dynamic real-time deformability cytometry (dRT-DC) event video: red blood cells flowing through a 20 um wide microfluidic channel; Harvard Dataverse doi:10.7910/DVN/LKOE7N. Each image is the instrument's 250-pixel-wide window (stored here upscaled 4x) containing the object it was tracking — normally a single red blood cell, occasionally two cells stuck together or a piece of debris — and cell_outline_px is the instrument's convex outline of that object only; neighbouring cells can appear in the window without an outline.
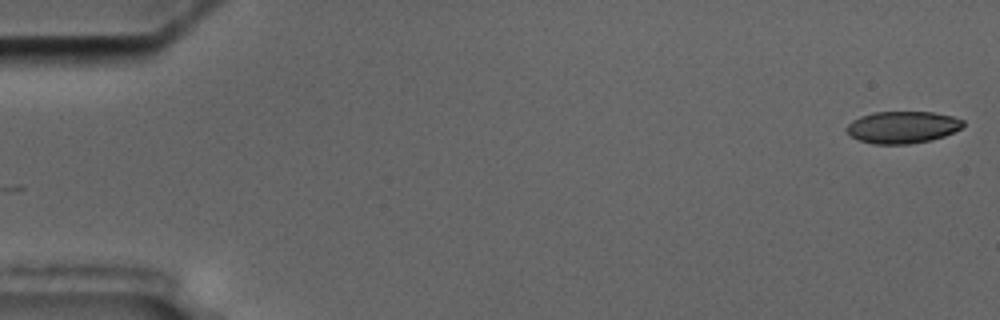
{"species": "common noctule bat (a hibernating species)", "species_latin": "Nyctalus noctula", "temperature_condition": "cold", "stored_images_in_passage": 17, "camera_frame_rate_fps": 3000, "um_per_image_px": 0.085, "animal": {"sex": "male", "body_mass_g": 17.5, "forearm_length_mm": 52.3}, "frame": {"image": 1, "passage_image": 1, "time_ms": 0.0, "image_size_px": [1000, 320], "cell_outline_px": [[964, 124], [960, 128], [944, 136], [932, 140], [908, 144], [872, 144], [860, 140], [852, 136], [844, 128], [852, 120], [860, 116], [876, 112], [932, 112], [952, 116], [964, 120]], "centroid_in_image_um": [76.7, 10.81], "position_along_channel_um": 8.3, "area_um2": 21.68}}
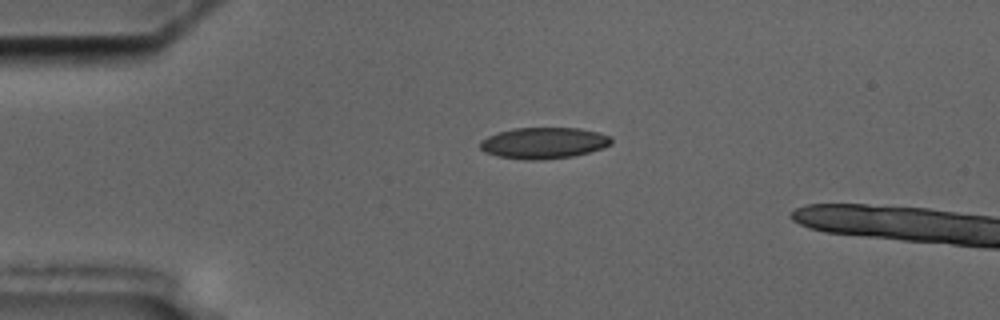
{"frame": {"image": 2, "passage_image": 13, "time_ms": 4.0, "image_size_px": [1000, 320], "cell_outline_px": [[612, 144], [604, 148], [572, 156], [540, 160], [524, 160], [500, 156], [484, 152], [480, 148], [480, 140], [496, 132], [512, 128], [580, 128], [612, 136]], "centroid_in_image_um": [46.21, 12.15], "position_along_channel_um": 38.8, "area_um2": 23.99}}